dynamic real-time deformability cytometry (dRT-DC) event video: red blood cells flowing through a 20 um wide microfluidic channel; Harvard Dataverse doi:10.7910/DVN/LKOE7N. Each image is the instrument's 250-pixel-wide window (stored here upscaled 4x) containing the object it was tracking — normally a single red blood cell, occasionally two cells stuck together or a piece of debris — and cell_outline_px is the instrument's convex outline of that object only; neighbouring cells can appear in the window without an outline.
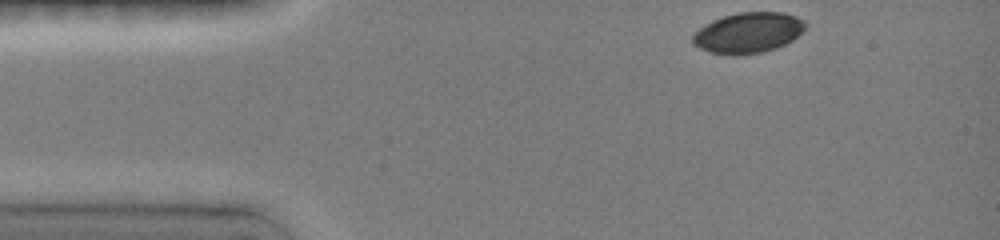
{"species": "common noctule bat (a hibernating species)", "species_latin": "Nyctalus noctula", "temperature_condition": "room temperature", "stored_images_in_passage": 16, "camera_frame_rate_fps": 3000, "um_per_image_px": 0.085, "animal": {"sex": "female", "body_mass_g": 19.0, "forearm_length_mm": 51.5}, "frame": {"image": 1, "passage_image": 1, "time_ms": 0.0, "image_size_px": [1000, 240], "cell_outline_px": [[808, 24], [792, 40], [776, 48], [764, 52], [736, 56], [732, 56], [708, 52], [700, 48], [692, 40], [692, 36], [700, 28], [712, 20], [736, 12], [780, 12], [796, 16], [804, 20]], "centroid_in_image_um": [63.59, 2.79], "position_along_channel_um": 21.4, "area_um2": 26.65}}
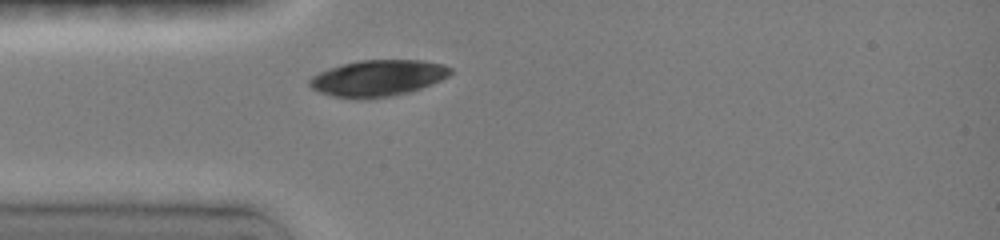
{"frame": {"image": 2, "passage_image": 6, "time_ms": 2.333, "image_size_px": [1000, 240], "cell_outline_px": [[452, 72], [448, 76], [440, 80], [420, 88], [408, 92], [388, 96], [332, 96], [320, 92], [312, 88], [308, 84], [308, 80], [312, 76], [328, 68], [360, 60], [420, 60], [440, 64], [452, 68]], "centroid_in_image_um": [32.11, 6.6], "position_along_channel_um": 52.9, "area_um2": 28.78}}
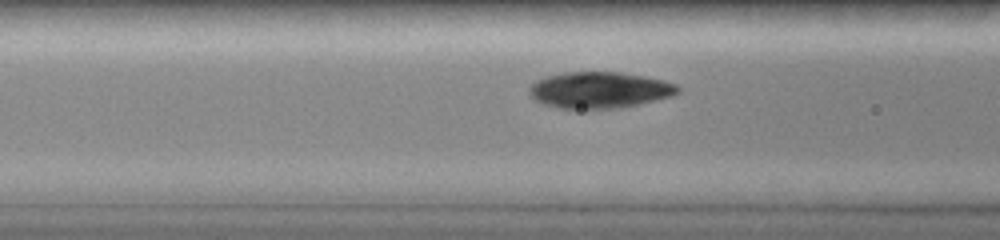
{"frame": {"image": 3, "passage_image": 10, "time_ms": 4.0, "image_size_px": [1000, 240], "cell_outline_px": [[680, 88], [672, 96], [636, 104], [616, 108], [580, 112], [560, 108], [544, 104], [536, 100], [532, 96], [532, 84], [536, 80], [560, 72], [620, 72], [644, 76], [664, 80], [676, 84]], "centroid_in_image_um": [50.94, 7.67], "position_along_channel_um": 115.7, "area_um2": 31.67}}